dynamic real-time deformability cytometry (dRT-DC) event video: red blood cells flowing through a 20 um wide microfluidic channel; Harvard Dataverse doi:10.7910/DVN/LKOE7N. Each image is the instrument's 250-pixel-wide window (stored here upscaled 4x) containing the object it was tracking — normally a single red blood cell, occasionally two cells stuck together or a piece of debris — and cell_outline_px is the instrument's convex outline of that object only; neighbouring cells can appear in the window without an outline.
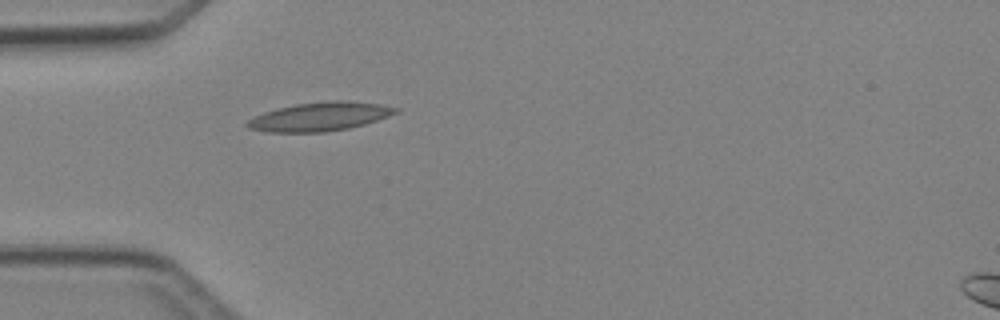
{"species": "Egyptian fruit bat (a non-hibernating species)", "species_latin": "Rousettus aegyptiacus", "temperature_condition": "cold", "stored_images_in_passage": 5, "camera_frame_rate_fps": 3000, "um_per_image_px": 0.085, "animal": {"sex": "female"}, "frame": {"image": 1, "passage_image": 5, "time_ms": 4.667, "image_size_px": [1000, 320], "cell_outline_px": [[400, 112], [364, 124], [348, 128], [324, 132], [268, 132], [248, 128], [244, 124], [248, 120], [264, 112], [276, 108], [296, 104], [328, 100], [348, 100], [380, 104], [400, 108]], "centroid_in_image_um": [27.2, 9.9], "position_along_channel_um": 57.8, "area_um2": 24.91}}